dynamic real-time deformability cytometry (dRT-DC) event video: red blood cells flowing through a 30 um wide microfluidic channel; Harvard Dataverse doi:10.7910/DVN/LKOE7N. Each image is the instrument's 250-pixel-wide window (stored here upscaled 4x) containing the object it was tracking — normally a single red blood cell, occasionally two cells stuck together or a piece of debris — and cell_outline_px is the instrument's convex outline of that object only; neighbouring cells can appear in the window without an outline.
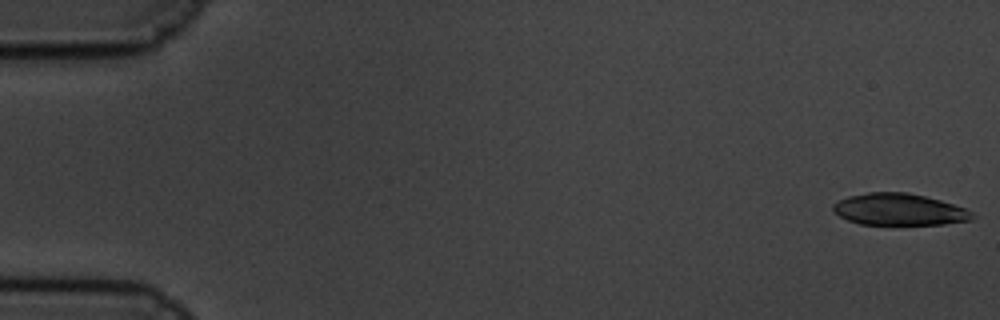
{"species": "common noctule bat (a hibernating species)", "species_latin": "Nyctalus noctula", "temperature_condition": "cold", "stored_images_in_passage": 59, "camera_frame_rate_fps": 3000, "um_per_image_px": 0.085, "animal": {"sex": "male", "body_mass_g": 19.5, "forearm_length_mm": 54.6}, "frame": {"image": 1, "passage_image": 1, "time_ms": 0.0, "image_size_px": [1000, 320], "cell_outline_px": [[976, 216], [972, 220], [944, 224], [860, 224], [848, 220], [840, 216], [832, 208], [832, 204], [836, 200], [848, 196], [868, 192], [908, 192], [940, 200], [964, 208], [972, 212]], "centroid_in_image_um": [76.41, 17.8], "position_along_channel_um": 8.6, "area_um2": 25.72}}
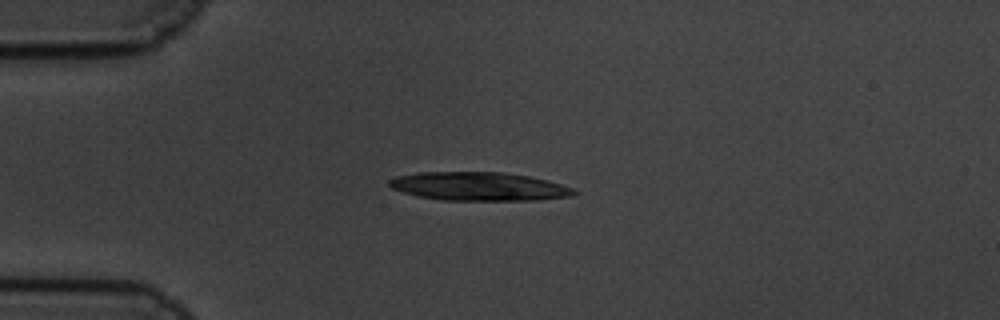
{"frame": {"image": 2, "passage_image": 15, "time_ms": 4.667, "image_size_px": [1000, 320], "cell_outline_px": [[580, 192], [572, 196], [536, 200], [440, 200], [420, 196], [404, 192], [392, 188], [388, 184], [388, 180], [396, 176], [416, 172], [504, 172], [528, 176], [548, 180], [572, 188]], "centroid_in_image_um": [40.72, 15.84], "position_along_channel_um": 44.3, "area_um2": 30.75}}